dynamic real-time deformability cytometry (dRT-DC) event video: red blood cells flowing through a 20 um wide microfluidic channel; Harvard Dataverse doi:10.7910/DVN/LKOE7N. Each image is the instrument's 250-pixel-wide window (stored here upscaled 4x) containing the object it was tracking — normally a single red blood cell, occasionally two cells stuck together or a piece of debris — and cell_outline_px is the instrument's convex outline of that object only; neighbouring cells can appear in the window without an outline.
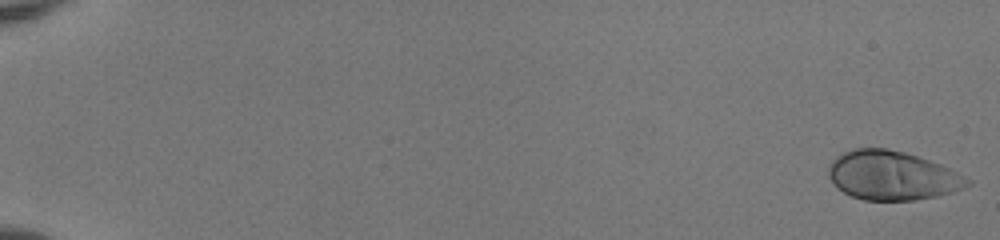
{"species": "human", "species_latin": "Homo sapiens", "temperature_condition": "room temperature", "stored_images_in_passage": 53, "camera_frame_rate_fps": 3000, "um_per_image_px": 0.085, "donor": {"sex": "female"}, "frame": {"image": 1, "passage_image": 1, "time_ms": 0.0, "image_size_px": [1000, 240], "cell_outline_px": [[972, 184], [964, 188], [952, 192], [936, 196], [912, 200], [864, 200], [852, 196], [844, 192], [828, 176], [828, 168], [832, 160], [836, 156], [844, 152], [856, 148], [888, 148], [904, 152], [940, 164], [972, 180]], "centroid_in_image_um": [75.84, 14.92], "position_along_channel_um": 9.2, "area_um2": 39.36}}
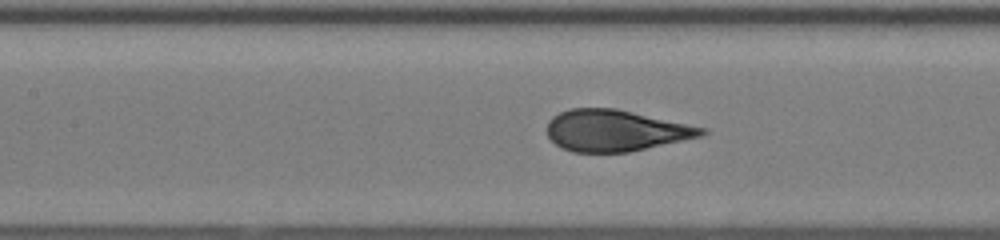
{"frame": {"image": 2, "passage_image": 27, "time_ms": 8.667, "image_size_px": [1000, 240], "cell_outline_px": [[708, 132], [700, 136], [628, 152], [572, 152], [556, 144], [548, 136], [548, 120], [552, 116], [568, 108], [612, 108], [708, 128]], "centroid_in_image_um": [52.29, 11.09], "position_along_channel_um": 155.1, "area_um2": 36.82}}
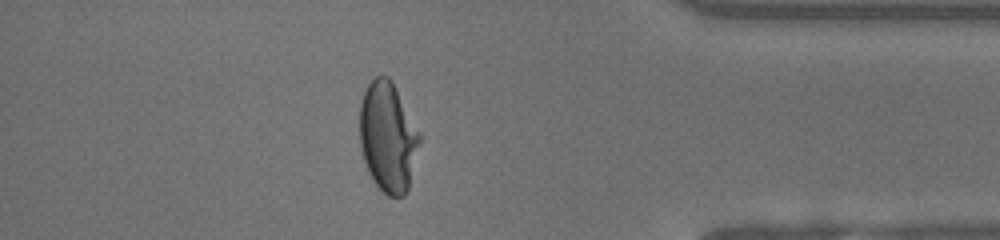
{"frame": {"image": 3, "passage_image": 47, "time_ms": 15.333, "image_size_px": [1000, 240], "cell_outline_px": [[420, 140], [408, 188], [404, 196], [388, 196], [372, 180], [368, 172], [360, 148], [360, 104], [364, 92], [368, 84], [376, 76], [388, 76], [392, 80], [420, 132]], "centroid_in_image_um": [32.96, 11.63], "position_along_channel_um": 402.2, "area_um2": 38.21}, "authors_computed_cell_mechanics": {"area_um2": 38.2636, "velocity_mm_per_s": 4.0439, "shape_relaxation_time_tau1_ms": 4.9584, "shape_relaxation_time_tau2_ms": null, "deformation_change_tau1": 0.2289, "deformation_change_tau2": null}}